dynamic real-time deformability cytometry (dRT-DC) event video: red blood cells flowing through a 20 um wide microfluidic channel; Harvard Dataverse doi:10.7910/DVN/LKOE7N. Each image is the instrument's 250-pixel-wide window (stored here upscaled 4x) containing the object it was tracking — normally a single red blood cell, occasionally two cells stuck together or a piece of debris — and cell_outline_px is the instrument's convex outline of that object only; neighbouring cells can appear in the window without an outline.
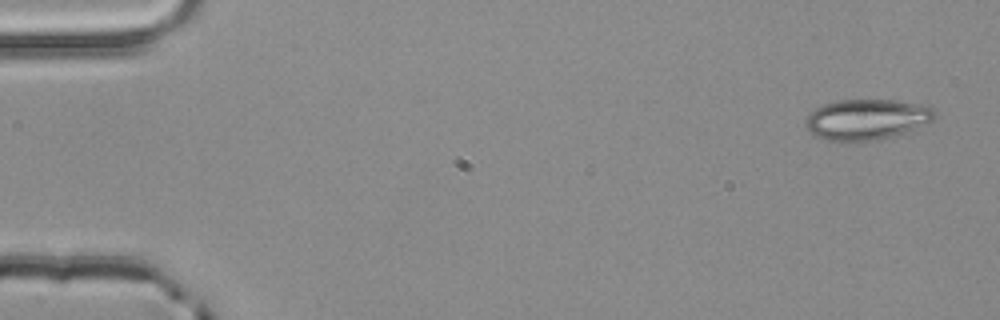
{"species": "common noctule bat (a hibernating species)", "species_latin": "Nyctalus noctula", "temperature_condition": "room temperature", "stored_images_in_passage": 4, "camera_frame_rate_fps": 3000, "um_per_image_px": 0.085, "animal": {"sex": "male", "body_mass_g": 20.4}, "frame": {"image": 1, "passage_image": 1, "time_ms": 0.0, "image_size_px": [1000, 320], "cell_outline_px": [[936, 116], [932, 120], [916, 132], [876, 140], [836, 144], [812, 132], [804, 124], [804, 120], [808, 112], [824, 104], [836, 100], [896, 100], [924, 104], [936, 108]], "centroid_in_image_um": [73.74, 10.18], "position_along_channel_um": 11.3, "area_um2": 31.79}}